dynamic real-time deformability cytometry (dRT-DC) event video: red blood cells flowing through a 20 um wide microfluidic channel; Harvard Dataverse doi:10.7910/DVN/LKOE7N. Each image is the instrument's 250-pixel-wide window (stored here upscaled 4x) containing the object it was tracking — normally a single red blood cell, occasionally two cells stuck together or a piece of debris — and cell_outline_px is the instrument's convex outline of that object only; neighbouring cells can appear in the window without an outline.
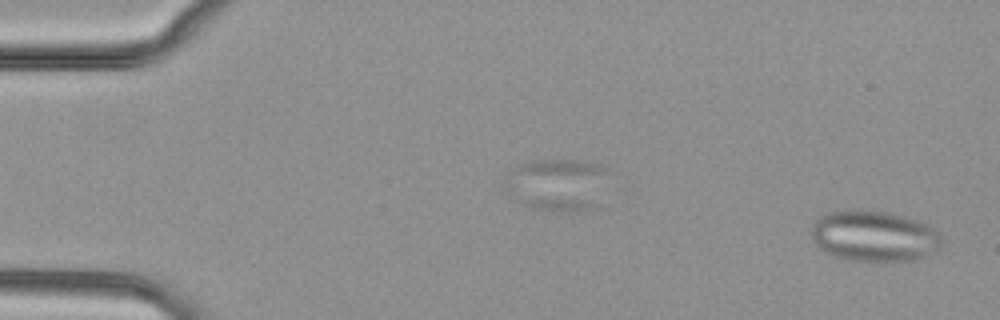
{"species": "common noctule bat (a hibernating species)", "species_latin": "Nyctalus noctula", "temperature_condition": "cold", "stored_images_in_passage": 50, "segment_of_instrument_passage": [1, 2], "camera_frame_rate_fps": 3000, "um_per_image_px": 0.085, "animal": {"sex": "female", "body_mass_g": 29.2, "forearm_length_mm": 56.3}, "frame": {"image": 1, "passage_image": 1, "time_ms": 0.0, "image_size_px": [1000, 320], "cell_outline_px": [[944, 244], [936, 252], [916, 260], [848, 260], [832, 256], [824, 252], [816, 244], [812, 236], [812, 224], [820, 216], [828, 212], [884, 212], [904, 216], [916, 220], [932, 228], [944, 240]], "centroid_in_image_um": [74.33, 20.11], "position_along_channel_um": 10.7, "area_um2": 37.97}}